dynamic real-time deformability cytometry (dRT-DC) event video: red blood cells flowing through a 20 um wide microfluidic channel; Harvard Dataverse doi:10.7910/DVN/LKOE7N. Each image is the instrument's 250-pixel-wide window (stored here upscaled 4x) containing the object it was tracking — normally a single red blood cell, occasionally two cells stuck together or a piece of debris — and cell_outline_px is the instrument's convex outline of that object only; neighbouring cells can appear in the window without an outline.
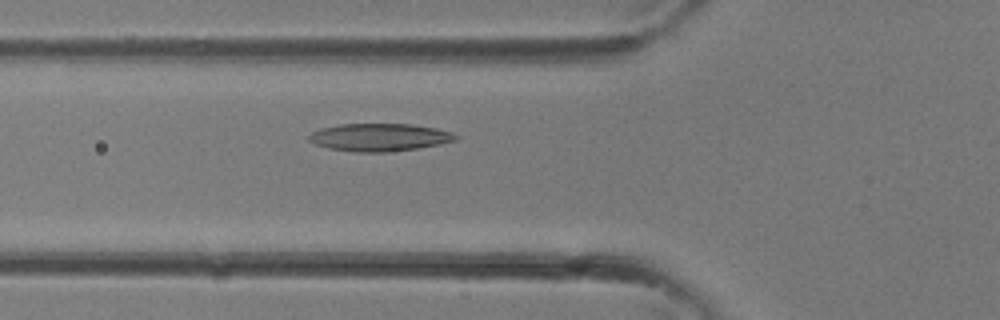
{"species": "common noctule bat (a hibernating species)", "species_latin": "Nyctalus noctula", "temperature_condition": "room temperature", "stored_images_in_passage": 34, "camera_frame_rate_fps": 3000, "um_per_image_px": 0.085, "animal": {"sex": "female"}, "frame": {"image": 1, "passage_image": 12, "time_ms": 3.667, "image_size_px": [1000, 320], "cell_outline_px": [[460, 136], [456, 140], [440, 144], [416, 148], [388, 152], [352, 152], [328, 148], [316, 144], [308, 140], [308, 136], [312, 132], [320, 128], [340, 124], [412, 124], [436, 128], [452, 132]], "centroid_in_image_um": [32.26, 11.67], "position_along_channel_um": 93.5, "area_um2": 23.76}}
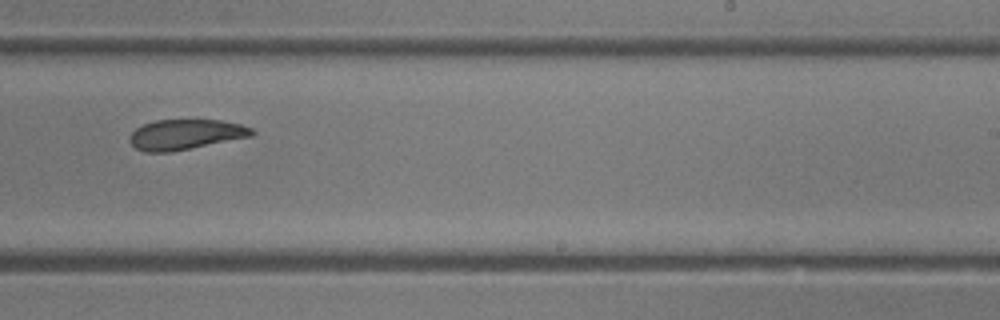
{"frame": {"image": 2, "passage_image": 21, "time_ms": 6.667, "image_size_px": [1000, 320], "cell_outline_px": [[256, 132], [252, 136], [172, 152], [144, 152], [136, 148], [128, 140], [128, 136], [136, 128], [144, 124], [156, 120], [220, 120], [240, 124], [252, 128]], "centroid_in_image_um": [15.76, 11.43], "position_along_channel_um": 273.2, "area_um2": 21.56}}
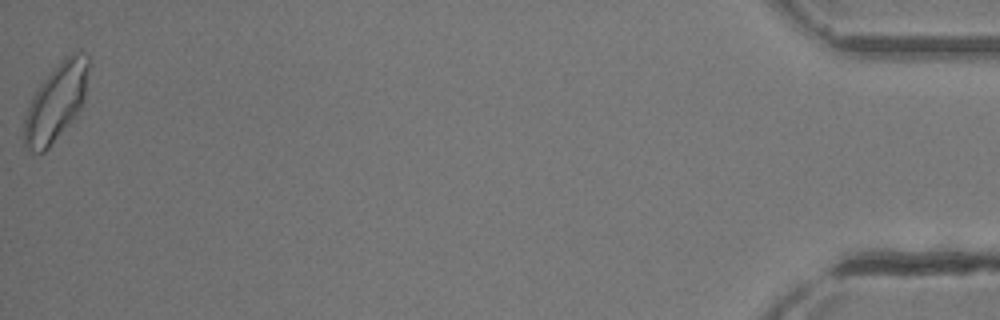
{"frame": {"image": 3, "passage_image": 34, "time_ms": 11.0, "image_size_px": [1000, 320], "cell_outline_px": [[88, 68], [84, 100], [76, 116], [48, 148], [44, 152], [32, 152], [24, 144], [24, 120], [32, 96], [40, 84], [72, 52], [80, 52], [88, 56]], "centroid_in_image_um": [4.76, 8.73], "position_along_channel_um": 430.4, "area_um2": 28.15}}